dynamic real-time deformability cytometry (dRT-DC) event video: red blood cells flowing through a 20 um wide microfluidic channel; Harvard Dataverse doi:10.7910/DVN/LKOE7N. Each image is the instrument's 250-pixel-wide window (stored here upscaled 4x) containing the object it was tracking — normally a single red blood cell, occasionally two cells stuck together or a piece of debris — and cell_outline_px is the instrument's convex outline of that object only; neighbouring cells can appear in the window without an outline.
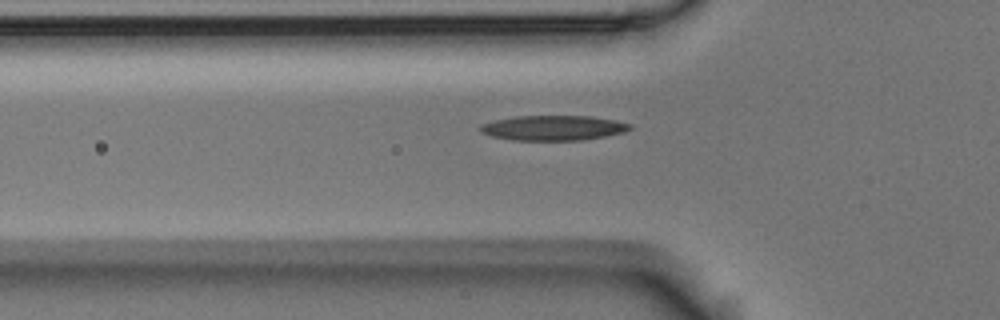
{"species": "Egyptian fruit bat (a non-hibernating species)", "species_latin": "Rousettus aegyptiacus", "temperature_condition": "room temperature", "stored_images_in_passage": 38, "camera_frame_rate_fps": 3000, "um_per_image_px": 0.085, "animal": {"sex": "male"}, "frame": {"image": 1, "passage_image": 6, "time_ms": 1.667, "image_size_px": [1000, 320], "cell_outline_px": [[632, 128], [624, 132], [604, 136], [580, 140], [512, 140], [492, 136], [480, 132], [480, 124], [492, 120], [516, 116], [592, 116], [616, 120], [632, 124]], "centroid_in_image_um": [47.01, 10.86], "position_along_channel_um": 78.8, "area_um2": 21.85}}
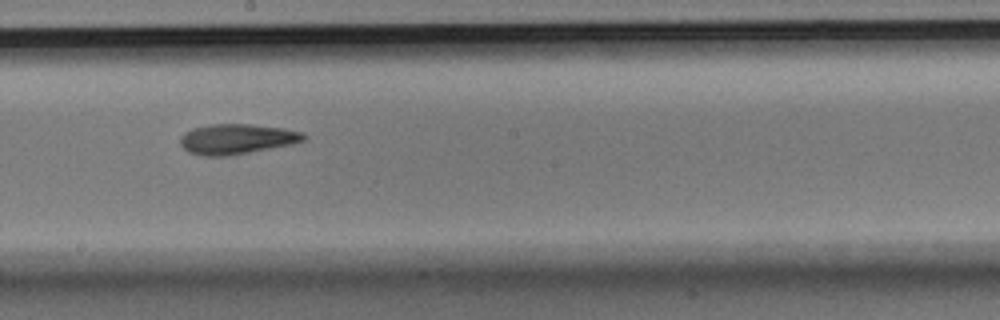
{"frame": {"image": 2, "passage_image": 18, "time_ms": 5.667, "image_size_px": [1000, 320], "cell_outline_px": [[308, 136], [304, 140], [292, 144], [248, 152], [224, 156], [204, 156], [188, 152], [180, 144], [180, 136], [184, 132], [192, 128], [212, 124], [248, 124], [284, 128], [304, 132]], "centroid_in_image_um": [20.12, 11.81], "position_along_channel_um": 228.1, "area_um2": 21.68}}
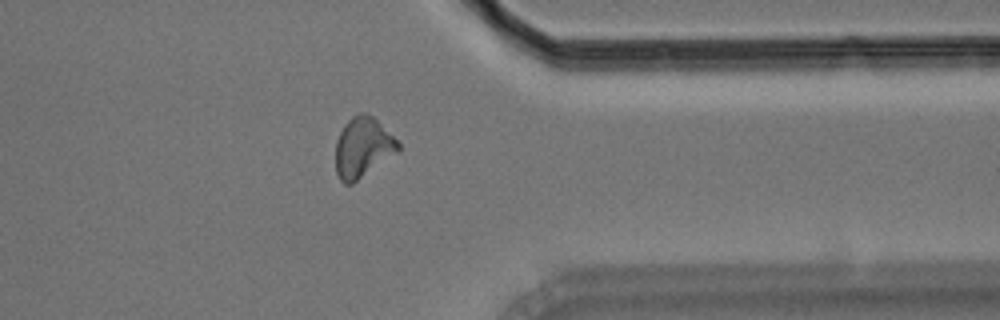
{"frame": {"image": 3, "passage_image": 31, "time_ms": 10.0, "image_size_px": [1000, 320], "cell_outline_px": [[400, 152], [352, 184], [344, 184], [340, 180], [336, 172], [336, 140], [344, 124], [356, 112], [364, 112], [372, 116], [400, 144]], "centroid_in_image_um": [30.83, 12.55], "position_along_channel_um": 380.6, "area_um2": 22.02}}